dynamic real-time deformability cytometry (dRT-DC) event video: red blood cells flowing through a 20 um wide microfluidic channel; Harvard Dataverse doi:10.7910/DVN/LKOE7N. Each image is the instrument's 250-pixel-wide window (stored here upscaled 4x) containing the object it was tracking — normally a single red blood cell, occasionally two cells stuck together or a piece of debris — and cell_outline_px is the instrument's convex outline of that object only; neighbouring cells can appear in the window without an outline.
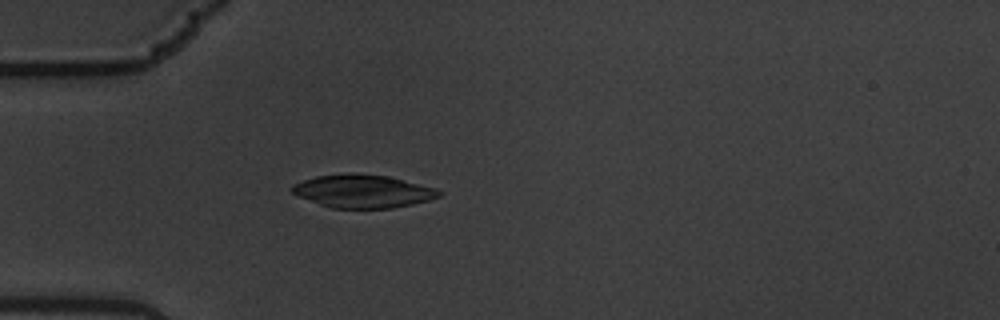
{"species": "common noctule bat (a hibernating species)", "species_latin": "Nyctalus noctula", "temperature_condition": "warm", "stored_images_in_passage": 2, "camera_frame_rate_fps": 3000, "um_per_image_px": 0.085, "animal": {"sex": "male", "body_mass_g": 19.5, "forearm_length_mm": 54.6}, "frame": {"image": 1, "passage_image": 2, "time_ms": 0.333, "image_size_px": [1000, 320], "cell_outline_px": [[444, 192], [440, 196], [428, 200], [412, 204], [392, 208], [332, 208], [320, 204], [300, 196], [292, 192], [288, 188], [292, 184], [316, 176], [352, 172], [388, 176], [436, 188]], "centroid_in_image_um": [30.84, 16.24], "position_along_channel_um": 54.2, "area_um2": 28.32}}